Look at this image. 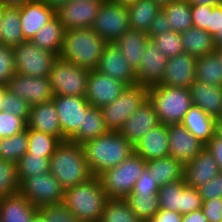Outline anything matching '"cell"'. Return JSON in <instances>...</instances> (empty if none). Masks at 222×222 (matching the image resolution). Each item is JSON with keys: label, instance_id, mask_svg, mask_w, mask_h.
<instances>
[{"label": "cell", "instance_id": "56", "mask_svg": "<svg viewBox=\"0 0 222 222\" xmlns=\"http://www.w3.org/2000/svg\"><path fill=\"white\" fill-rule=\"evenodd\" d=\"M216 160L220 172H222V139L215 135L209 140L205 146Z\"/></svg>", "mask_w": 222, "mask_h": 222}, {"label": "cell", "instance_id": "41", "mask_svg": "<svg viewBox=\"0 0 222 222\" xmlns=\"http://www.w3.org/2000/svg\"><path fill=\"white\" fill-rule=\"evenodd\" d=\"M28 132V150L31 155H46L51 157L56 150V147L61 141L53 135L39 132L27 128Z\"/></svg>", "mask_w": 222, "mask_h": 222}, {"label": "cell", "instance_id": "62", "mask_svg": "<svg viewBox=\"0 0 222 222\" xmlns=\"http://www.w3.org/2000/svg\"><path fill=\"white\" fill-rule=\"evenodd\" d=\"M214 135L220 139H222V119H215V130Z\"/></svg>", "mask_w": 222, "mask_h": 222}, {"label": "cell", "instance_id": "23", "mask_svg": "<svg viewBox=\"0 0 222 222\" xmlns=\"http://www.w3.org/2000/svg\"><path fill=\"white\" fill-rule=\"evenodd\" d=\"M27 128L56 136L62 142V130L52 100L30 107Z\"/></svg>", "mask_w": 222, "mask_h": 222}, {"label": "cell", "instance_id": "34", "mask_svg": "<svg viewBox=\"0 0 222 222\" xmlns=\"http://www.w3.org/2000/svg\"><path fill=\"white\" fill-rule=\"evenodd\" d=\"M129 26L147 33L150 25L161 8L152 0H136L127 6Z\"/></svg>", "mask_w": 222, "mask_h": 222}, {"label": "cell", "instance_id": "58", "mask_svg": "<svg viewBox=\"0 0 222 222\" xmlns=\"http://www.w3.org/2000/svg\"><path fill=\"white\" fill-rule=\"evenodd\" d=\"M182 222H208L202 210H196L182 216Z\"/></svg>", "mask_w": 222, "mask_h": 222}, {"label": "cell", "instance_id": "10", "mask_svg": "<svg viewBox=\"0 0 222 222\" xmlns=\"http://www.w3.org/2000/svg\"><path fill=\"white\" fill-rule=\"evenodd\" d=\"M65 190L50 173L25 178L20 183L19 193L38 209L46 205L62 204Z\"/></svg>", "mask_w": 222, "mask_h": 222}, {"label": "cell", "instance_id": "59", "mask_svg": "<svg viewBox=\"0 0 222 222\" xmlns=\"http://www.w3.org/2000/svg\"><path fill=\"white\" fill-rule=\"evenodd\" d=\"M45 4L56 14L59 12L67 3L72 0H43ZM105 1V0H104Z\"/></svg>", "mask_w": 222, "mask_h": 222}, {"label": "cell", "instance_id": "50", "mask_svg": "<svg viewBox=\"0 0 222 222\" xmlns=\"http://www.w3.org/2000/svg\"><path fill=\"white\" fill-rule=\"evenodd\" d=\"M202 199L198 189L186 187L182 191V215L200 210Z\"/></svg>", "mask_w": 222, "mask_h": 222}, {"label": "cell", "instance_id": "38", "mask_svg": "<svg viewBox=\"0 0 222 222\" xmlns=\"http://www.w3.org/2000/svg\"><path fill=\"white\" fill-rule=\"evenodd\" d=\"M184 178L160 186L158 190L159 207L182 215V191L186 188Z\"/></svg>", "mask_w": 222, "mask_h": 222}, {"label": "cell", "instance_id": "3", "mask_svg": "<svg viewBox=\"0 0 222 222\" xmlns=\"http://www.w3.org/2000/svg\"><path fill=\"white\" fill-rule=\"evenodd\" d=\"M106 44L92 28L69 29L65 31L59 57L78 67L95 70Z\"/></svg>", "mask_w": 222, "mask_h": 222}, {"label": "cell", "instance_id": "64", "mask_svg": "<svg viewBox=\"0 0 222 222\" xmlns=\"http://www.w3.org/2000/svg\"><path fill=\"white\" fill-rule=\"evenodd\" d=\"M213 40L216 48L222 46V29L215 33Z\"/></svg>", "mask_w": 222, "mask_h": 222}, {"label": "cell", "instance_id": "40", "mask_svg": "<svg viewBox=\"0 0 222 222\" xmlns=\"http://www.w3.org/2000/svg\"><path fill=\"white\" fill-rule=\"evenodd\" d=\"M100 222H142L124 199H108Z\"/></svg>", "mask_w": 222, "mask_h": 222}, {"label": "cell", "instance_id": "1", "mask_svg": "<svg viewBox=\"0 0 222 222\" xmlns=\"http://www.w3.org/2000/svg\"><path fill=\"white\" fill-rule=\"evenodd\" d=\"M93 176L118 166L134 152V146L119 132L108 133L81 144Z\"/></svg>", "mask_w": 222, "mask_h": 222}, {"label": "cell", "instance_id": "13", "mask_svg": "<svg viewBox=\"0 0 222 222\" xmlns=\"http://www.w3.org/2000/svg\"><path fill=\"white\" fill-rule=\"evenodd\" d=\"M7 89L24 99L30 106L51 101L54 97L49 78L25 76L15 73Z\"/></svg>", "mask_w": 222, "mask_h": 222}, {"label": "cell", "instance_id": "35", "mask_svg": "<svg viewBox=\"0 0 222 222\" xmlns=\"http://www.w3.org/2000/svg\"><path fill=\"white\" fill-rule=\"evenodd\" d=\"M195 72L197 81L222 87V60L217 51L197 58Z\"/></svg>", "mask_w": 222, "mask_h": 222}, {"label": "cell", "instance_id": "21", "mask_svg": "<svg viewBox=\"0 0 222 222\" xmlns=\"http://www.w3.org/2000/svg\"><path fill=\"white\" fill-rule=\"evenodd\" d=\"M219 172L216 160L205 147L193 160L184 165L183 178L186 186L199 189Z\"/></svg>", "mask_w": 222, "mask_h": 222}, {"label": "cell", "instance_id": "6", "mask_svg": "<svg viewBox=\"0 0 222 222\" xmlns=\"http://www.w3.org/2000/svg\"><path fill=\"white\" fill-rule=\"evenodd\" d=\"M146 168V161L135 152L118 166L98 175L108 199H125Z\"/></svg>", "mask_w": 222, "mask_h": 222}, {"label": "cell", "instance_id": "65", "mask_svg": "<svg viewBox=\"0 0 222 222\" xmlns=\"http://www.w3.org/2000/svg\"><path fill=\"white\" fill-rule=\"evenodd\" d=\"M152 1L162 9L163 7H166L170 3L177 0H152Z\"/></svg>", "mask_w": 222, "mask_h": 222}, {"label": "cell", "instance_id": "71", "mask_svg": "<svg viewBox=\"0 0 222 222\" xmlns=\"http://www.w3.org/2000/svg\"><path fill=\"white\" fill-rule=\"evenodd\" d=\"M218 118H221V119H222V109H221V113H220V115H219Z\"/></svg>", "mask_w": 222, "mask_h": 222}, {"label": "cell", "instance_id": "12", "mask_svg": "<svg viewBox=\"0 0 222 222\" xmlns=\"http://www.w3.org/2000/svg\"><path fill=\"white\" fill-rule=\"evenodd\" d=\"M54 102L62 130V141L68 140L82 126L83 115L91 106L85 97L54 95Z\"/></svg>", "mask_w": 222, "mask_h": 222}, {"label": "cell", "instance_id": "16", "mask_svg": "<svg viewBox=\"0 0 222 222\" xmlns=\"http://www.w3.org/2000/svg\"><path fill=\"white\" fill-rule=\"evenodd\" d=\"M104 0H72L56 15L65 30L92 28L99 8Z\"/></svg>", "mask_w": 222, "mask_h": 222}, {"label": "cell", "instance_id": "26", "mask_svg": "<svg viewBox=\"0 0 222 222\" xmlns=\"http://www.w3.org/2000/svg\"><path fill=\"white\" fill-rule=\"evenodd\" d=\"M149 42L150 39L146 32L129 28L114 43L135 71L141 63L144 50Z\"/></svg>", "mask_w": 222, "mask_h": 222}, {"label": "cell", "instance_id": "52", "mask_svg": "<svg viewBox=\"0 0 222 222\" xmlns=\"http://www.w3.org/2000/svg\"><path fill=\"white\" fill-rule=\"evenodd\" d=\"M201 210L208 222H222V198L202 201Z\"/></svg>", "mask_w": 222, "mask_h": 222}, {"label": "cell", "instance_id": "5", "mask_svg": "<svg viewBox=\"0 0 222 222\" xmlns=\"http://www.w3.org/2000/svg\"><path fill=\"white\" fill-rule=\"evenodd\" d=\"M148 100L153 105L159 122L165 125L181 123L193 105L189 88L160 84L148 88Z\"/></svg>", "mask_w": 222, "mask_h": 222}, {"label": "cell", "instance_id": "49", "mask_svg": "<svg viewBox=\"0 0 222 222\" xmlns=\"http://www.w3.org/2000/svg\"><path fill=\"white\" fill-rule=\"evenodd\" d=\"M159 188L152 174L145 168L142 175L136 180L131 194H158Z\"/></svg>", "mask_w": 222, "mask_h": 222}, {"label": "cell", "instance_id": "44", "mask_svg": "<svg viewBox=\"0 0 222 222\" xmlns=\"http://www.w3.org/2000/svg\"><path fill=\"white\" fill-rule=\"evenodd\" d=\"M150 41L168 58L185 53L180 33L168 31L153 37Z\"/></svg>", "mask_w": 222, "mask_h": 222}, {"label": "cell", "instance_id": "53", "mask_svg": "<svg viewBox=\"0 0 222 222\" xmlns=\"http://www.w3.org/2000/svg\"><path fill=\"white\" fill-rule=\"evenodd\" d=\"M212 11L210 5L191 4L193 27L204 29L208 32L209 12Z\"/></svg>", "mask_w": 222, "mask_h": 222}, {"label": "cell", "instance_id": "69", "mask_svg": "<svg viewBox=\"0 0 222 222\" xmlns=\"http://www.w3.org/2000/svg\"><path fill=\"white\" fill-rule=\"evenodd\" d=\"M3 11H4V5H0V22H1V17H2V14H3Z\"/></svg>", "mask_w": 222, "mask_h": 222}, {"label": "cell", "instance_id": "63", "mask_svg": "<svg viewBox=\"0 0 222 222\" xmlns=\"http://www.w3.org/2000/svg\"><path fill=\"white\" fill-rule=\"evenodd\" d=\"M31 222H48V221L46 220L45 216L39 210H37L34 213Z\"/></svg>", "mask_w": 222, "mask_h": 222}, {"label": "cell", "instance_id": "4", "mask_svg": "<svg viewBox=\"0 0 222 222\" xmlns=\"http://www.w3.org/2000/svg\"><path fill=\"white\" fill-rule=\"evenodd\" d=\"M108 197L98 176L68 188L64 192L63 204L83 222H100Z\"/></svg>", "mask_w": 222, "mask_h": 222}, {"label": "cell", "instance_id": "39", "mask_svg": "<svg viewBox=\"0 0 222 222\" xmlns=\"http://www.w3.org/2000/svg\"><path fill=\"white\" fill-rule=\"evenodd\" d=\"M124 200L142 222L153 218L160 209L158 194H130Z\"/></svg>", "mask_w": 222, "mask_h": 222}, {"label": "cell", "instance_id": "32", "mask_svg": "<svg viewBox=\"0 0 222 222\" xmlns=\"http://www.w3.org/2000/svg\"><path fill=\"white\" fill-rule=\"evenodd\" d=\"M146 168L159 187L183 178L184 165L171 156L148 160Z\"/></svg>", "mask_w": 222, "mask_h": 222}, {"label": "cell", "instance_id": "17", "mask_svg": "<svg viewBox=\"0 0 222 222\" xmlns=\"http://www.w3.org/2000/svg\"><path fill=\"white\" fill-rule=\"evenodd\" d=\"M168 59L150 41L146 45L139 67L135 70L137 85L147 88L159 85L162 82Z\"/></svg>", "mask_w": 222, "mask_h": 222}, {"label": "cell", "instance_id": "24", "mask_svg": "<svg viewBox=\"0 0 222 222\" xmlns=\"http://www.w3.org/2000/svg\"><path fill=\"white\" fill-rule=\"evenodd\" d=\"M135 153L145 161L169 156L168 125L160 123L134 146Z\"/></svg>", "mask_w": 222, "mask_h": 222}, {"label": "cell", "instance_id": "27", "mask_svg": "<svg viewBox=\"0 0 222 222\" xmlns=\"http://www.w3.org/2000/svg\"><path fill=\"white\" fill-rule=\"evenodd\" d=\"M37 210L20 193L0 198V222H31Z\"/></svg>", "mask_w": 222, "mask_h": 222}, {"label": "cell", "instance_id": "66", "mask_svg": "<svg viewBox=\"0 0 222 222\" xmlns=\"http://www.w3.org/2000/svg\"><path fill=\"white\" fill-rule=\"evenodd\" d=\"M109 1H111L113 3H119V4H122V5L128 6V5L132 4L136 0H109Z\"/></svg>", "mask_w": 222, "mask_h": 222}, {"label": "cell", "instance_id": "20", "mask_svg": "<svg viewBox=\"0 0 222 222\" xmlns=\"http://www.w3.org/2000/svg\"><path fill=\"white\" fill-rule=\"evenodd\" d=\"M197 58L182 53L168 59L160 85L189 88L196 80Z\"/></svg>", "mask_w": 222, "mask_h": 222}, {"label": "cell", "instance_id": "18", "mask_svg": "<svg viewBox=\"0 0 222 222\" xmlns=\"http://www.w3.org/2000/svg\"><path fill=\"white\" fill-rule=\"evenodd\" d=\"M96 70L124 82L127 86L137 85L134 69L128 64L115 43L106 44Z\"/></svg>", "mask_w": 222, "mask_h": 222}, {"label": "cell", "instance_id": "11", "mask_svg": "<svg viewBox=\"0 0 222 222\" xmlns=\"http://www.w3.org/2000/svg\"><path fill=\"white\" fill-rule=\"evenodd\" d=\"M129 28L127 6L109 0L103 1L93 22L92 29L106 43H114Z\"/></svg>", "mask_w": 222, "mask_h": 222}, {"label": "cell", "instance_id": "51", "mask_svg": "<svg viewBox=\"0 0 222 222\" xmlns=\"http://www.w3.org/2000/svg\"><path fill=\"white\" fill-rule=\"evenodd\" d=\"M198 190L202 201L211 200L213 198H222V172H219Z\"/></svg>", "mask_w": 222, "mask_h": 222}, {"label": "cell", "instance_id": "30", "mask_svg": "<svg viewBox=\"0 0 222 222\" xmlns=\"http://www.w3.org/2000/svg\"><path fill=\"white\" fill-rule=\"evenodd\" d=\"M103 113L100 108L90 106L83 115L82 126L68 139L73 143L83 144L85 141L108 133Z\"/></svg>", "mask_w": 222, "mask_h": 222}, {"label": "cell", "instance_id": "60", "mask_svg": "<svg viewBox=\"0 0 222 222\" xmlns=\"http://www.w3.org/2000/svg\"><path fill=\"white\" fill-rule=\"evenodd\" d=\"M35 0H0V4L4 6H20L26 2H31Z\"/></svg>", "mask_w": 222, "mask_h": 222}, {"label": "cell", "instance_id": "7", "mask_svg": "<svg viewBox=\"0 0 222 222\" xmlns=\"http://www.w3.org/2000/svg\"><path fill=\"white\" fill-rule=\"evenodd\" d=\"M148 99V88L141 85L127 86L122 94L101 108L109 131L119 132L125 121Z\"/></svg>", "mask_w": 222, "mask_h": 222}, {"label": "cell", "instance_id": "22", "mask_svg": "<svg viewBox=\"0 0 222 222\" xmlns=\"http://www.w3.org/2000/svg\"><path fill=\"white\" fill-rule=\"evenodd\" d=\"M19 7L23 37L26 41L31 40L38 30L56 15L43 0L26 2Z\"/></svg>", "mask_w": 222, "mask_h": 222}, {"label": "cell", "instance_id": "46", "mask_svg": "<svg viewBox=\"0 0 222 222\" xmlns=\"http://www.w3.org/2000/svg\"><path fill=\"white\" fill-rule=\"evenodd\" d=\"M15 73L13 48L0 43V85L6 86Z\"/></svg>", "mask_w": 222, "mask_h": 222}, {"label": "cell", "instance_id": "28", "mask_svg": "<svg viewBox=\"0 0 222 222\" xmlns=\"http://www.w3.org/2000/svg\"><path fill=\"white\" fill-rule=\"evenodd\" d=\"M65 31L59 17L55 15L38 30L31 42L40 49L48 50L59 56L63 48Z\"/></svg>", "mask_w": 222, "mask_h": 222}, {"label": "cell", "instance_id": "43", "mask_svg": "<svg viewBox=\"0 0 222 222\" xmlns=\"http://www.w3.org/2000/svg\"><path fill=\"white\" fill-rule=\"evenodd\" d=\"M20 191L17 163L0 159V198Z\"/></svg>", "mask_w": 222, "mask_h": 222}, {"label": "cell", "instance_id": "36", "mask_svg": "<svg viewBox=\"0 0 222 222\" xmlns=\"http://www.w3.org/2000/svg\"><path fill=\"white\" fill-rule=\"evenodd\" d=\"M172 31L182 33L193 27L191 4L187 0H177L161 9Z\"/></svg>", "mask_w": 222, "mask_h": 222}, {"label": "cell", "instance_id": "15", "mask_svg": "<svg viewBox=\"0 0 222 222\" xmlns=\"http://www.w3.org/2000/svg\"><path fill=\"white\" fill-rule=\"evenodd\" d=\"M169 156L183 165L193 160L205 144L191 134L181 123L168 125Z\"/></svg>", "mask_w": 222, "mask_h": 222}, {"label": "cell", "instance_id": "55", "mask_svg": "<svg viewBox=\"0 0 222 222\" xmlns=\"http://www.w3.org/2000/svg\"><path fill=\"white\" fill-rule=\"evenodd\" d=\"M222 29V8L218 5L212 6V11L209 12L208 33L212 36L217 31Z\"/></svg>", "mask_w": 222, "mask_h": 222}, {"label": "cell", "instance_id": "70", "mask_svg": "<svg viewBox=\"0 0 222 222\" xmlns=\"http://www.w3.org/2000/svg\"><path fill=\"white\" fill-rule=\"evenodd\" d=\"M219 6L222 8V0H219Z\"/></svg>", "mask_w": 222, "mask_h": 222}, {"label": "cell", "instance_id": "54", "mask_svg": "<svg viewBox=\"0 0 222 222\" xmlns=\"http://www.w3.org/2000/svg\"><path fill=\"white\" fill-rule=\"evenodd\" d=\"M168 31H171V27L166 19L165 14L162 10H160L153 19L150 28L147 31V35L149 37H153L155 35H159Z\"/></svg>", "mask_w": 222, "mask_h": 222}, {"label": "cell", "instance_id": "42", "mask_svg": "<svg viewBox=\"0 0 222 222\" xmlns=\"http://www.w3.org/2000/svg\"><path fill=\"white\" fill-rule=\"evenodd\" d=\"M20 183L27 177L45 174L50 171V158L46 155H31L26 153L17 162Z\"/></svg>", "mask_w": 222, "mask_h": 222}, {"label": "cell", "instance_id": "45", "mask_svg": "<svg viewBox=\"0 0 222 222\" xmlns=\"http://www.w3.org/2000/svg\"><path fill=\"white\" fill-rule=\"evenodd\" d=\"M30 107L31 106L24 99L7 90L4 93L0 111L8 112L14 116L23 118L27 122L30 114Z\"/></svg>", "mask_w": 222, "mask_h": 222}, {"label": "cell", "instance_id": "9", "mask_svg": "<svg viewBox=\"0 0 222 222\" xmlns=\"http://www.w3.org/2000/svg\"><path fill=\"white\" fill-rule=\"evenodd\" d=\"M16 73L49 78L58 55L48 50L40 49L31 40L24 41L13 48Z\"/></svg>", "mask_w": 222, "mask_h": 222}, {"label": "cell", "instance_id": "68", "mask_svg": "<svg viewBox=\"0 0 222 222\" xmlns=\"http://www.w3.org/2000/svg\"><path fill=\"white\" fill-rule=\"evenodd\" d=\"M216 51H217V53L219 54V56H220V58H221V60H222V46L217 47V48H216Z\"/></svg>", "mask_w": 222, "mask_h": 222}, {"label": "cell", "instance_id": "48", "mask_svg": "<svg viewBox=\"0 0 222 222\" xmlns=\"http://www.w3.org/2000/svg\"><path fill=\"white\" fill-rule=\"evenodd\" d=\"M48 222H83L62 204L46 205L38 209Z\"/></svg>", "mask_w": 222, "mask_h": 222}, {"label": "cell", "instance_id": "8", "mask_svg": "<svg viewBox=\"0 0 222 222\" xmlns=\"http://www.w3.org/2000/svg\"><path fill=\"white\" fill-rule=\"evenodd\" d=\"M89 74V69L58 57L49 74L54 95L85 97Z\"/></svg>", "mask_w": 222, "mask_h": 222}, {"label": "cell", "instance_id": "57", "mask_svg": "<svg viewBox=\"0 0 222 222\" xmlns=\"http://www.w3.org/2000/svg\"><path fill=\"white\" fill-rule=\"evenodd\" d=\"M182 216L175 211L159 209L153 218L145 222H182Z\"/></svg>", "mask_w": 222, "mask_h": 222}, {"label": "cell", "instance_id": "47", "mask_svg": "<svg viewBox=\"0 0 222 222\" xmlns=\"http://www.w3.org/2000/svg\"><path fill=\"white\" fill-rule=\"evenodd\" d=\"M27 122L8 112L0 111V138L10 137L24 131Z\"/></svg>", "mask_w": 222, "mask_h": 222}, {"label": "cell", "instance_id": "61", "mask_svg": "<svg viewBox=\"0 0 222 222\" xmlns=\"http://www.w3.org/2000/svg\"><path fill=\"white\" fill-rule=\"evenodd\" d=\"M190 4L210 5L215 6L219 4V0H187Z\"/></svg>", "mask_w": 222, "mask_h": 222}, {"label": "cell", "instance_id": "2", "mask_svg": "<svg viewBox=\"0 0 222 222\" xmlns=\"http://www.w3.org/2000/svg\"><path fill=\"white\" fill-rule=\"evenodd\" d=\"M64 190L93 177L81 144L62 141L50 157V171Z\"/></svg>", "mask_w": 222, "mask_h": 222}, {"label": "cell", "instance_id": "14", "mask_svg": "<svg viewBox=\"0 0 222 222\" xmlns=\"http://www.w3.org/2000/svg\"><path fill=\"white\" fill-rule=\"evenodd\" d=\"M127 88V85L99 71L90 70L85 98L92 107L110 104Z\"/></svg>", "mask_w": 222, "mask_h": 222}, {"label": "cell", "instance_id": "31", "mask_svg": "<svg viewBox=\"0 0 222 222\" xmlns=\"http://www.w3.org/2000/svg\"><path fill=\"white\" fill-rule=\"evenodd\" d=\"M26 41L23 37L20 7L4 6L0 22V43L8 47H16Z\"/></svg>", "mask_w": 222, "mask_h": 222}, {"label": "cell", "instance_id": "37", "mask_svg": "<svg viewBox=\"0 0 222 222\" xmlns=\"http://www.w3.org/2000/svg\"><path fill=\"white\" fill-rule=\"evenodd\" d=\"M28 150L27 127L24 131L0 139V159L18 162Z\"/></svg>", "mask_w": 222, "mask_h": 222}, {"label": "cell", "instance_id": "33", "mask_svg": "<svg viewBox=\"0 0 222 222\" xmlns=\"http://www.w3.org/2000/svg\"><path fill=\"white\" fill-rule=\"evenodd\" d=\"M180 37L185 53L195 58L216 51L213 36L204 29L191 27L180 33Z\"/></svg>", "mask_w": 222, "mask_h": 222}, {"label": "cell", "instance_id": "67", "mask_svg": "<svg viewBox=\"0 0 222 222\" xmlns=\"http://www.w3.org/2000/svg\"><path fill=\"white\" fill-rule=\"evenodd\" d=\"M7 86H3V85H0V106H2V103H3V96H4V93L7 91Z\"/></svg>", "mask_w": 222, "mask_h": 222}, {"label": "cell", "instance_id": "25", "mask_svg": "<svg viewBox=\"0 0 222 222\" xmlns=\"http://www.w3.org/2000/svg\"><path fill=\"white\" fill-rule=\"evenodd\" d=\"M192 103L207 115L217 119L222 109V87L195 80L189 87Z\"/></svg>", "mask_w": 222, "mask_h": 222}, {"label": "cell", "instance_id": "19", "mask_svg": "<svg viewBox=\"0 0 222 222\" xmlns=\"http://www.w3.org/2000/svg\"><path fill=\"white\" fill-rule=\"evenodd\" d=\"M157 114L147 99L123 124L119 133L135 146L151 129L159 125Z\"/></svg>", "mask_w": 222, "mask_h": 222}, {"label": "cell", "instance_id": "29", "mask_svg": "<svg viewBox=\"0 0 222 222\" xmlns=\"http://www.w3.org/2000/svg\"><path fill=\"white\" fill-rule=\"evenodd\" d=\"M181 124L205 145L214 136L215 119L200 107H192L184 115Z\"/></svg>", "mask_w": 222, "mask_h": 222}]
</instances>
